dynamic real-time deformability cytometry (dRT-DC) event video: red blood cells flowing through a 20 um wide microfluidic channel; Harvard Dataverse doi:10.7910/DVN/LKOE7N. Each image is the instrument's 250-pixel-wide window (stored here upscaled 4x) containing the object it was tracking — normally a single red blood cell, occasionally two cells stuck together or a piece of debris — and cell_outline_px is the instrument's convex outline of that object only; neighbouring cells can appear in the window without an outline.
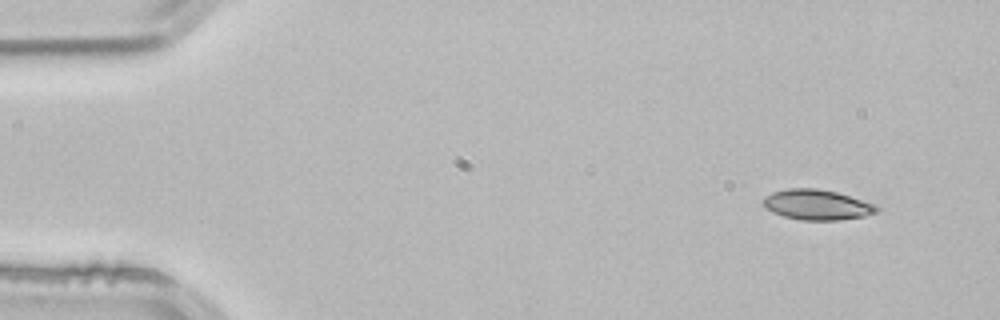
{"species": "common noctule bat (a hibernating species)", "species_latin": "Nyctalus noctula", "temperature_condition": "room temperature", "stored_images_in_passage": 4, "camera_frame_rate_fps": 3000, "um_per_image_px": 0.085, "animal": {"sex": "male", "body_mass_g": 21.5, "forearm_length_mm": 52.0}, "frame": {"image": 1, "passage_image": 1, "time_ms": 0.0, "image_size_px": [1000, 320], "cell_outline_px": [[880, 208], [876, 212], [864, 216], [840, 220], [800, 220], [784, 216], [772, 212], [764, 208], [760, 204], [764, 196], [772, 192], [788, 188], [816, 188], [836, 192], [876, 204]], "centroid_in_image_um": [69.39, 17.4], "position_along_channel_um": 15.6, "area_um2": 20.23}}